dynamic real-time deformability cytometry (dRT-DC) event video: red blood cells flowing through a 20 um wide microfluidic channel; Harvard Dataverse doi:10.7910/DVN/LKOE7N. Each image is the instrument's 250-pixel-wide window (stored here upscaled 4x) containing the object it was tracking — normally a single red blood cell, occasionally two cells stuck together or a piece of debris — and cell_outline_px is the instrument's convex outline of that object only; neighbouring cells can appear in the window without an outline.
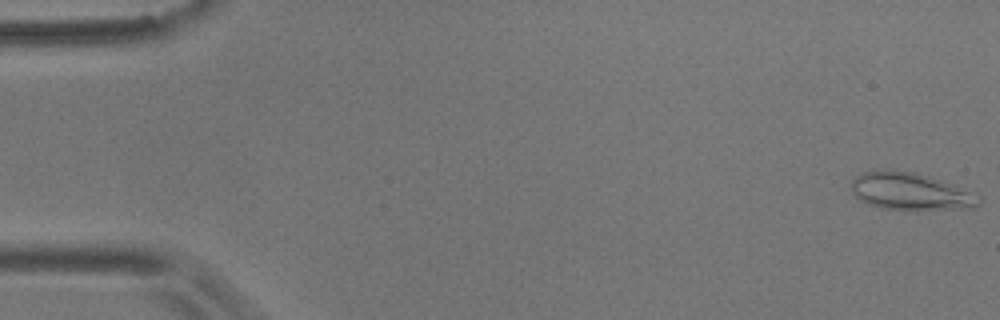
{"species": "common noctule bat (a hibernating species)", "species_latin": "Nyctalus noctula", "temperature_condition": "room temperature", "stored_images_in_passage": 57, "camera_frame_rate_fps": 3000, "um_per_image_px": 0.085, "animal": {"sex": "male", "body_mass_g": 17.9}, "frame": {"image": 1, "passage_image": 1, "time_ms": 0.0, "image_size_px": [1000, 320], "cell_outline_px": [[980, 204], [972, 208], [916, 212], [880, 208], [868, 204], [860, 200], [852, 192], [852, 180], [860, 172], [912, 172], [928, 176], [976, 192], [980, 196]], "centroid_in_image_um": [77.47, 16.35], "position_along_channel_um": 7.5, "area_um2": 28.03}}
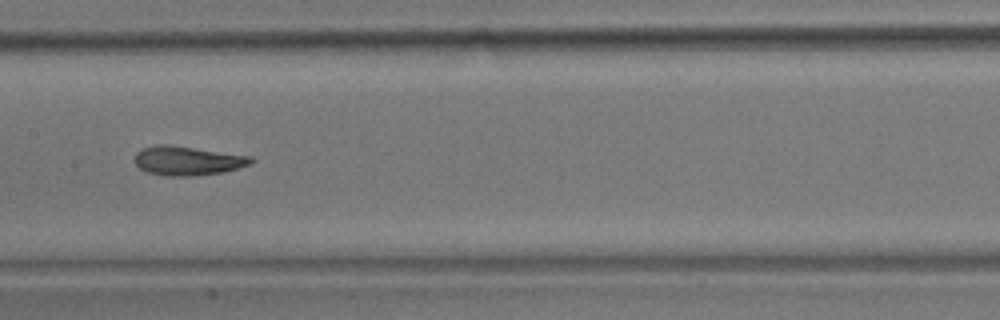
{"frame": {"image": 2, "passage_image": 28, "time_ms": 9.0, "image_size_px": [1000, 320], "cell_outline_px": [[256, 160], [252, 164], [220, 172], [192, 176], [164, 176], [148, 172], [140, 168], [132, 160], [136, 152], [144, 148], [160, 144], [168, 144], [252, 156]], "centroid_in_image_um": [15.93, 13.66], "position_along_channel_um": 191.5, "area_um2": 19.77}}
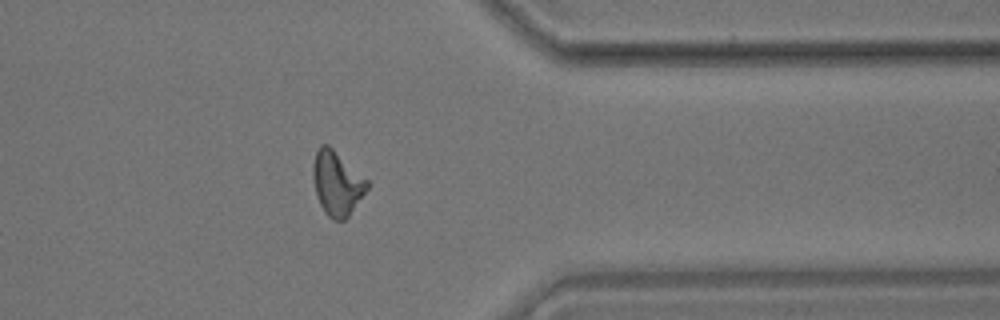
{"frame": {"image": 3, "passage_image": 45, "time_ms": 14.667, "image_size_px": [1000, 320], "cell_outline_px": [[368, 188], [348, 216], [344, 220], [332, 220], [324, 212], [320, 204], [316, 192], [312, 176], [312, 164], [316, 152], [320, 144], [328, 144], [368, 180]], "centroid_in_image_um": [28.62, 15.56], "position_along_channel_um": 382.8, "area_um2": 20.11}, "authors_computed_cell_mechanics": {"area_um2": 19.7676, "velocity_mm_per_s": 3.5747, "shape_relaxation_time_tau1_ms": 5.8506, "shape_relaxation_time_tau2_ms": 1.5903, "deformation_change_tau1": 0.1674, "deformation_change_tau2": 0.0744}}